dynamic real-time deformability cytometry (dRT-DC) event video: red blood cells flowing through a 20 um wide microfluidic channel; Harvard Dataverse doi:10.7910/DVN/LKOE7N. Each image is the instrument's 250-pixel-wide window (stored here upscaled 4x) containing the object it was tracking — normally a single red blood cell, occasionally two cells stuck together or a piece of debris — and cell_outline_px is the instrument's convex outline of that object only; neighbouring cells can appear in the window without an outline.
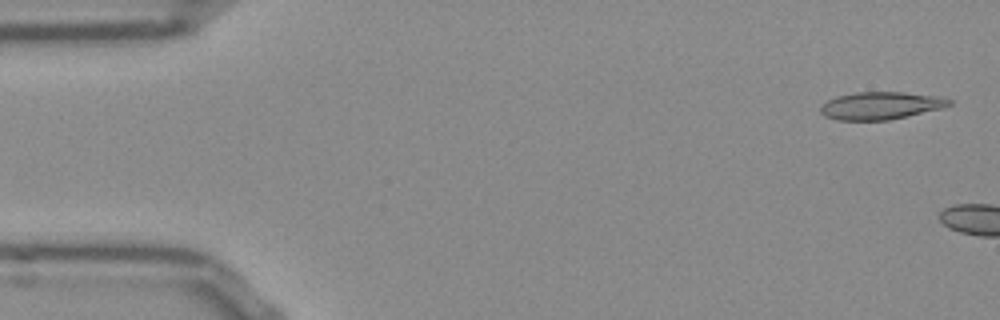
{"species": "Egyptian fruit bat (a non-hibernating species)", "species_latin": "Rousettus aegyptiacus", "temperature_condition": "room temperature", "stored_images_in_passage": 5, "camera_frame_rate_fps": 3000, "um_per_image_px": 0.085, "frame": {"image": 1, "passage_image": 2, "time_ms": 0.333, "image_size_px": [1000, 320], "cell_outline_px": [[952, 104], [940, 108], [888, 120], [836, 120], [824, 116], [820, 112], [820, 104], [836, 96], [856, 92], [904, 92], [932, 96], [952, 100]], "centroid_in_image_um": [74.76, 8.98], "position_along_channel_um": 10.2, "area_um2": 20.4}}